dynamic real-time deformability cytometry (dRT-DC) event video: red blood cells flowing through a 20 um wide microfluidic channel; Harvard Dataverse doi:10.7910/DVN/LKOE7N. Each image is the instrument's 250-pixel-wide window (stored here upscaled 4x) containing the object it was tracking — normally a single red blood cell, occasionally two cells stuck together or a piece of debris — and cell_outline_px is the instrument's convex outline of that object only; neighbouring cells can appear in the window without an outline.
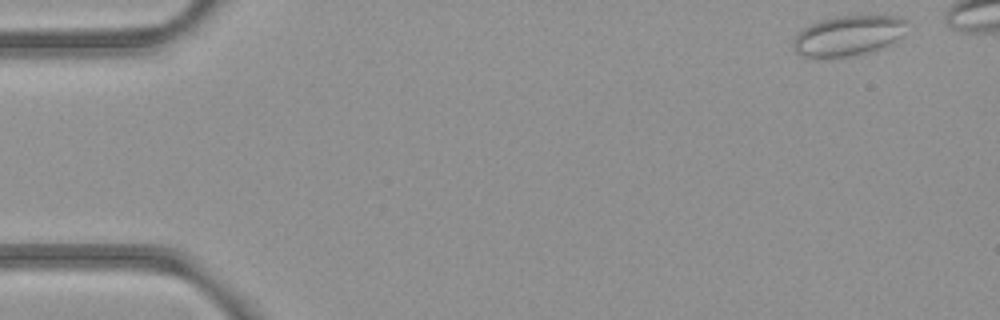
{"species": "common noctule bat (a hibernating species)", "species_latin": "Nyctalus noctula", "temperature_condition": "room temperature", "stored_images_in_passage": 47, "camera_frame_rate_fps": 3000, "um_per_image_px": 0.085, "animal": {"sex": "female", "body_mass_g": 21.9}, "frame": {"image": 1, "passage_image": 2, "time_ms": 0.333, "image_size_px": [1000, 320], "cell_outline_px": [[908, 20], [900, 36], [892, 44], [884, 48], [848, 56], [800, 56], [792, 48], [792, 40], [804, 28], [820, 20], [836, 16], [868, 12], [900, 16]], "centroid_in_image_um": [72.16, 2.96], "position_along_channel_um": 12.8, "area_um2": 27.22}}
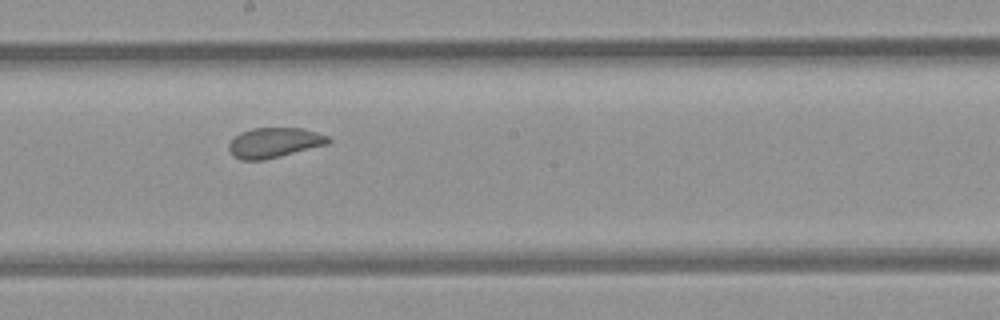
{"frame": {"image": 2, "passage_image": 28, "time_ms": 9.0, "image_size_px": [1000, 320], "cell_outline_px": [[332, 140], [328, 144], [264, 160], [240, 160], [232, 156], [228, 148], [228, 144], [240, 132], [252, 128], [300, 128], [316, 132], [328, 136]], "centroid_in_image_um": [23.29, 12.13], "position_along_channel_um": 224.9, "area_um2": 17.4}}
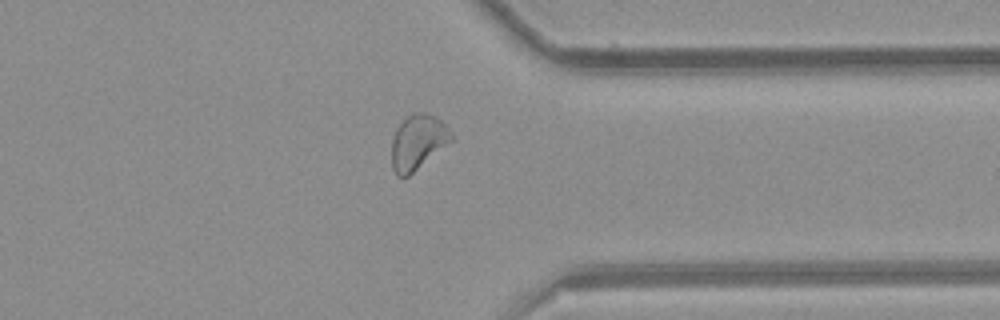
{"frame": {"image": 3, "passage_image": 40, "time_ms": 13.0, "image_size_px": [1000, 320], "cell_outline_px": [[452, 140], [408, 176], [396, 176], [392, 168], [392, 140], [396, 128], [412, 112], [424, 112], [440, 120], [448, 128], [452, 136]], "centroid_in_image_um": [35.48, 12.08], "position_along_channel_um": 375.9, "area_um2": 18.61}, "authors_computed_cell_mechanics": {"area_um2": 18.6694, "velocity_mm_per_s": 3.9038, "shape_relaxation_time_tau1_ms": null, "shape_relaxation_time_tau2_ms": 0.8811, "deformation_change_tau1": null, "deformation_change_tau2": 0.0475}}